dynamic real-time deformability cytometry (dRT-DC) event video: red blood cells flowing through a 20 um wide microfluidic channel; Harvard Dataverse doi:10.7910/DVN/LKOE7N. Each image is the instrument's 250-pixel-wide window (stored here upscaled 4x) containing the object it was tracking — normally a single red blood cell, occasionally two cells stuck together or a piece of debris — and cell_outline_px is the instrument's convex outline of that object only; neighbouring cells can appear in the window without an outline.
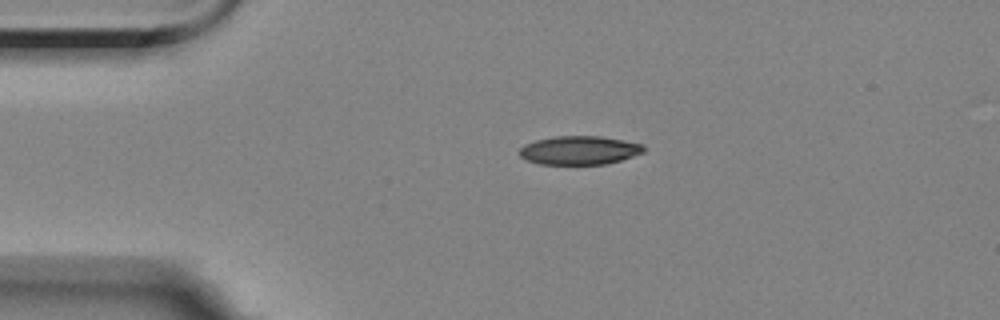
{"species": "Egyptian fruit bat (a non-hibernating species)", "species_latin": "Rousettus aegyptiacus", "temperature_condition": "room temperature", "stored_images_in_passage": 2, "camera_frame_rate_fps": 3000, "um_per_image_px": 0.085, "animal": {"sex": "female"}, "frame": {"image": 1, "passage_image": 1, "time_ms": 0.0, "image_size_px": [1000, 320], "cell_outline_px": [[644, 152], [620, 160], [604, 164], [540, 164], [528, 160], [520, 156], [520, 148], [524, 144], [536, 140], [556, 136], [600, 136], [644, 144]], "centroid_in_image_um": [49.24, 12.77], "position_along_channel_um": 35.8, "area_um2": 20.58}}
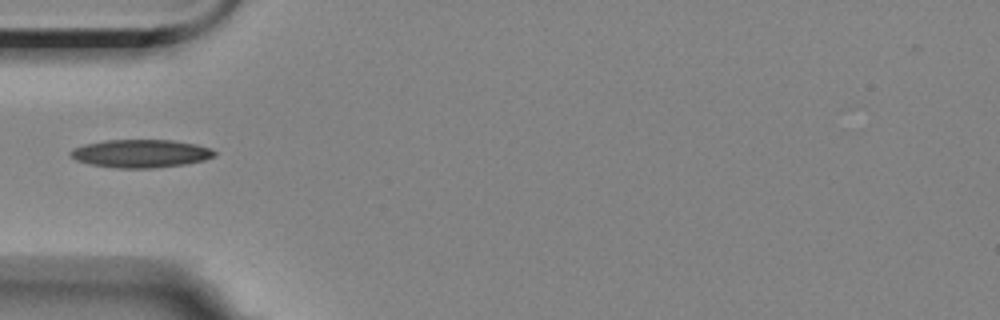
{"frame": {"image": 2, "passage_image": 2, "time_ms": 2.0, "image_size_px": [1000, 320], "cell_outline_px": [[216, 156], [204, 160], [184, 164], [152, 168], [116, 168], [92, 164], [76, 160], [68, 152], [72, 148], [84, 144], [104, 140], [172, 140], [196, 144], [212, 148], [216, 152]], "centroid_in_image_um": [11.97, 13.04], "position_along_channel_um": 73.0, "area_um2": 23.58}}